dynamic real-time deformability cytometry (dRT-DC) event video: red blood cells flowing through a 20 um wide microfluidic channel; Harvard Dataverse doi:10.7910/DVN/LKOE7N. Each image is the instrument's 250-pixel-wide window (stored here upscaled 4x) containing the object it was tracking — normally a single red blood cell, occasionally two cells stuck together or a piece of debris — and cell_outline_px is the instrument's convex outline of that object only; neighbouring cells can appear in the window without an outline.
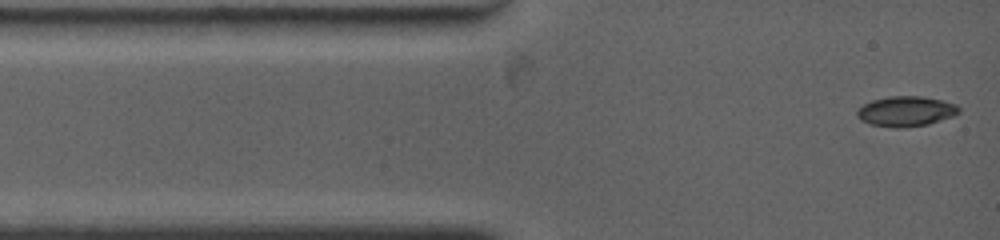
{"species": "common noctule bat (a hibernating species)", "species_latin": "Nyctalus noctula", "temperature_condition": "warm", "stored_images_in_passage": 15, "camera_frame_rate_fps": 4500, "um_per_image_px": 0.085, "animal": {"sex": "female", "body_mass_g": 19.0, "forearm_length_mm": 53.3}, "frame": {"image": 1, "passage_image": 1, "time_ms": 0.0, "image_size_px": [1000, 240], "cell_outline_px": [[960, 112], [952, 116], [928, 124], [896, 128], [872, 124], [860, 120], [856, 116], [856, 112], [864, 104], [872, 100], [888, 96], [920, 96], [944, 100], [956, 104], [960, 108]], "centroid_in_image_um": [77.01, 9.45], "position_along_channel_um": 8.0, "area_um2": 17.8}}
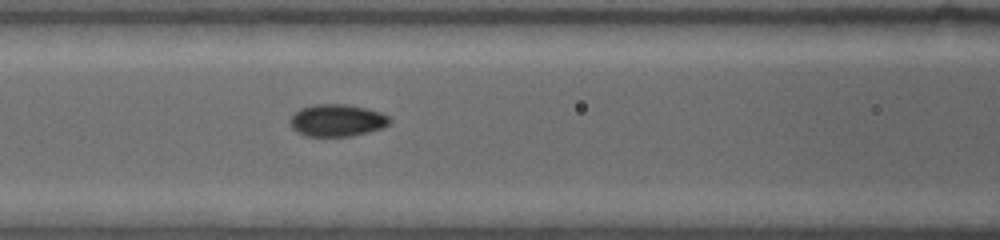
{"frame": {"image": 2, "passage_image": 11, "time_ms": 4.444, "image_size_px": [1000, 240], "cell_outline_px": [[392, 120], [384, 128], [352, 136], [304, 136], [296, 132], [292, 128], [292, 116], [300, 108], [312, 104], [344, 104], [364, 108], [380, 112], [388, 116]], "centroid_in_image_um": [28.66, 10.24], "position_along_channel_um": 137.9, "area_um2": 18.61}}
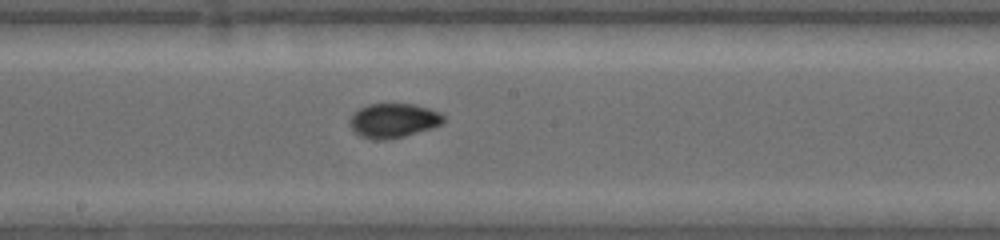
{"frame": {"image": 3, "passage_image": 15, "time_ms": 6.444, "image_size_px": [1000, 240], "cell_outline_px": [[444, 120], [440, 124], [432, 128], [404, 136], [384, 140], [372, 140], [360, 136], [352, 132], [352, 112], [368, 104], [416, 104], [440, 112], [444, 116]], "centroid_in_image_um": [33.44, 10.25], "position_along_channel_um": 214.8, "area_um2": 18.73}}